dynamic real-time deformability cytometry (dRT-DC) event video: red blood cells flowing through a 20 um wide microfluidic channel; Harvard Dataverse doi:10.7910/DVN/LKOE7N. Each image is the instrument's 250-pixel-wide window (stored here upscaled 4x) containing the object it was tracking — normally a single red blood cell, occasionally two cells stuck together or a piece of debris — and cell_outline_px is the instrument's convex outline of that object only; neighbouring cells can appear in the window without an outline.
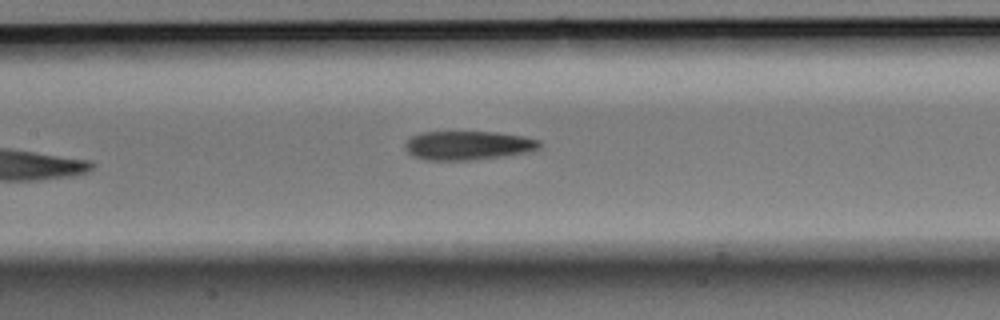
{"species": "Egyptian fruit bat (a non-hibernating species)", "species_latin": "Rousettus aegyptiacus", "temperature_condition": "room temperature", "stored_images_in_passage": 7, "camera_frame_rate_fps": 3000, "um_per_image_px": 0.085, "animal": {"sex": "male"}, "frame": {"image": 1, "passage_image": 7, "time_ms": 2.0, "image_size_px": [1000, 320], "cell_outline_px": [[540, 148], [524, 152], [504, 156], [468, 160], [424, 160], [408, 152], [404, 144], [412, 136], [420, 132], [496, 132], [524, 136], [540, 140]], "centroid_in_image_um": [39.78, 12.35], "position_along_channel_um": 167.6, "area_um2": 22.48}}